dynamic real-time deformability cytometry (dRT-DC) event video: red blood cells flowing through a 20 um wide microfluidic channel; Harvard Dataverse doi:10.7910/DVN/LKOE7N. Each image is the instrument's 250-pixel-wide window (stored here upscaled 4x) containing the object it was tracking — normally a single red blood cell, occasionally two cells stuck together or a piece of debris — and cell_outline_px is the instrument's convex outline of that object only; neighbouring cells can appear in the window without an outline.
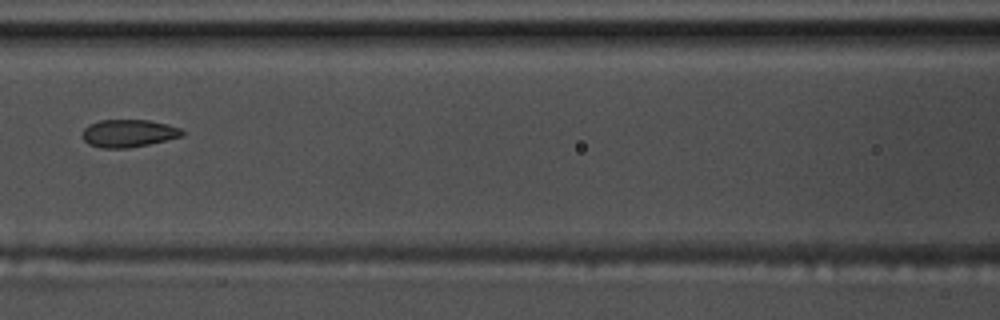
{"species": "common noctule bat (a hibernating species)", "species_latin": "Nyctalus noctula", "temperature_condition": "warm", "stored_images_in_passage": 3, "camera_frame_rate_fps": 3000, "um_per_image_px": 0.085, "animal": {"sex": "male", "body_mass_g": 17.5, "forearm_length_mm": 52.3}, "frame": {"image": 1, "passage_image": 3, "time_ms": 0.667, "image_size_px": [1000, 320], "cell_outline_px": [[184, 136], [148, 144], [128, 148], [100, 148], [88, 144], [84, 140], [84, 128], [88, 124], [100, 120], [148, 120], [168, 124], [180, 128], [184, 132]], "centroid_in_image_um": [10.93, 11.33], "position_along_channel_um": 155.7, "area_um2": 16.07}}